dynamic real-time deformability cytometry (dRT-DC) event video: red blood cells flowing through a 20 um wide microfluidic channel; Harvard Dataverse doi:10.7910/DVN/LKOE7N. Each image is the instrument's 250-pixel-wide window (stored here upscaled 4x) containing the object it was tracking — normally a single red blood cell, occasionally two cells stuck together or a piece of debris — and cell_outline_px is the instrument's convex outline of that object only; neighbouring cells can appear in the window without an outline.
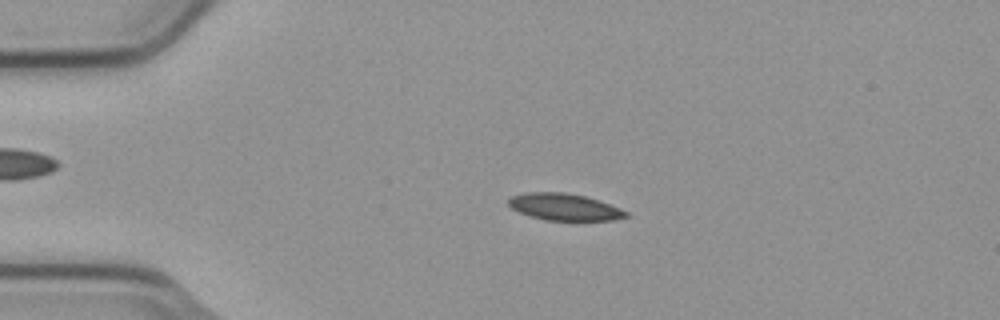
{"species": "common noctule bat (a hibernating species)", "species_latin": "Nyctalus noctula", "temperature_condition": "cold", "stored_images_in_passage": 4, "camera_frame_rate_fps": 3000, "um_per_image_px": 0.085, "animal": {"sex": "male", "body_mass_g": 23.1, "forearm_length_mm": 52.7}, "frame": {"image": 1, "passage_image": 3, "time_ms": 0.667, "image_size_px": [1000, 320], "cell_outline_px": [[628, 216], [612, 220], [544, 220], [528, 216], [512, 208], [508, 204], [508, 200], [512, 196], [524, 192], [564, 192], [584, 196], [600, 200], [620, 208], [628, 212]], "centroid_in_image_um": [47.96, 17.59], "position_along_channel_um": 37.0, "area_um2": 18.38}}